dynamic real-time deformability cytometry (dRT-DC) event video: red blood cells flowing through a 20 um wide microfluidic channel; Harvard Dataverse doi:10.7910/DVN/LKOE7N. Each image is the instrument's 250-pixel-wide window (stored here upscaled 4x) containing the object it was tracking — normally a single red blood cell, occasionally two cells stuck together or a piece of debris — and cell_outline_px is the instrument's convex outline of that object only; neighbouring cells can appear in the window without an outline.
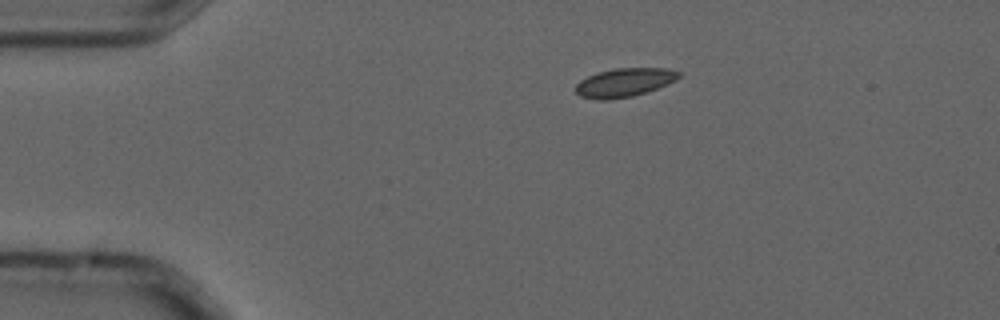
{"species": "common noctule bat (a hibernating species)", "species_latin": "Nyctalus noctula", "temperature_condition": "cold", "stored_images_in_passage": 4, "camera_frame_rate_fps": 3000, "um_per_image_px": 0.085, "animal": {"sex": "male", "forearm_length_mm": 52.5}, "frame": {"image": 1, "passage_image": 1, "time_ms": 0.0, "image_size_px": [1000, 320], "cell_outline_px": [[680, 76], [676, 80], [668, 84], [632, 96], [608, 100], [596, 100], [580, 96], [576, 92], [576, 84], [580, 80], [596, 72], [616, 68], [668, 68], [680, 72]], "centroid_in_image_um": [53.05, 7.01], "position_along_channel_um": 32.0, "area_um2": 17.22}}
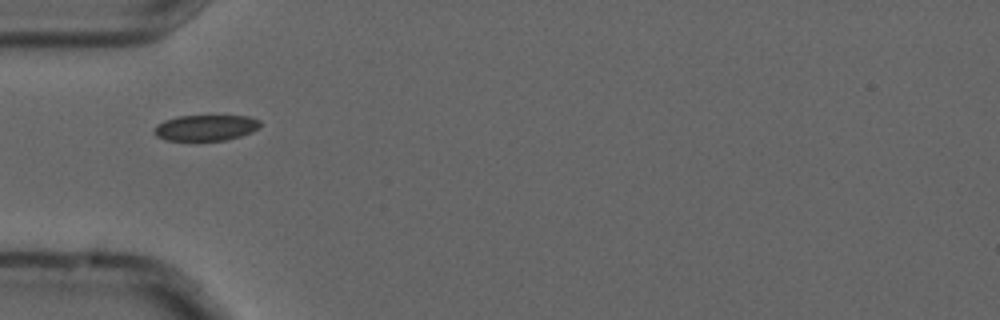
{"frame": {"image": 2, "passage_image": 3, "time_ms": 0.667, "image_size_px": [1000, 320], "cell_outline_px": [[260, 128], [252, 132], [228, 140], [164, 140], [156, 136], [152, 132], [152, 128], [156, 124], [164, 120], [176, 116], [248, 116], [260, 120]], "centroid_in_image_um": [17.45, 10.86], "position_along_channel_um": 67.6, "area_um2": 16.18}}
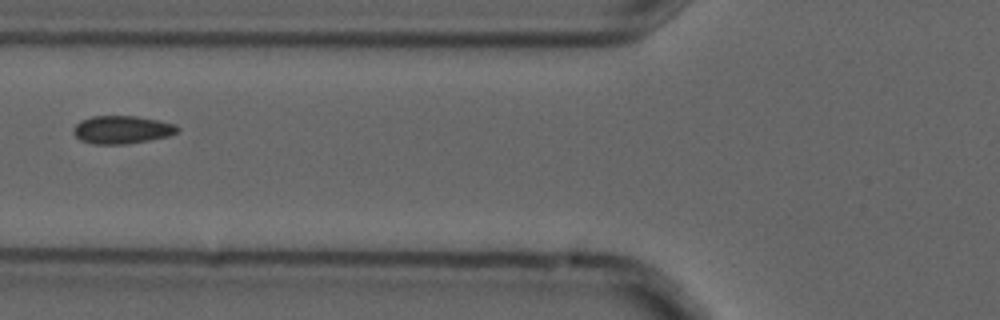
{"frame": {"image": 3, "passage_image": 4, "time_ms": 1.0, "image_size_px": [1000, 320], "cell_outline_px": [[180, 128], [176, 132], [168, 136], [148, 140], [124, 144], [92, 144], [80, 140], [72, 132], [72, 128], [80, 120], [92, 116], [136, 116], [176, 124]], "centroid_in_image_um": [10.32, 11.02], "position_along_channel_um": 115.5, "area_um2": 16.94}}